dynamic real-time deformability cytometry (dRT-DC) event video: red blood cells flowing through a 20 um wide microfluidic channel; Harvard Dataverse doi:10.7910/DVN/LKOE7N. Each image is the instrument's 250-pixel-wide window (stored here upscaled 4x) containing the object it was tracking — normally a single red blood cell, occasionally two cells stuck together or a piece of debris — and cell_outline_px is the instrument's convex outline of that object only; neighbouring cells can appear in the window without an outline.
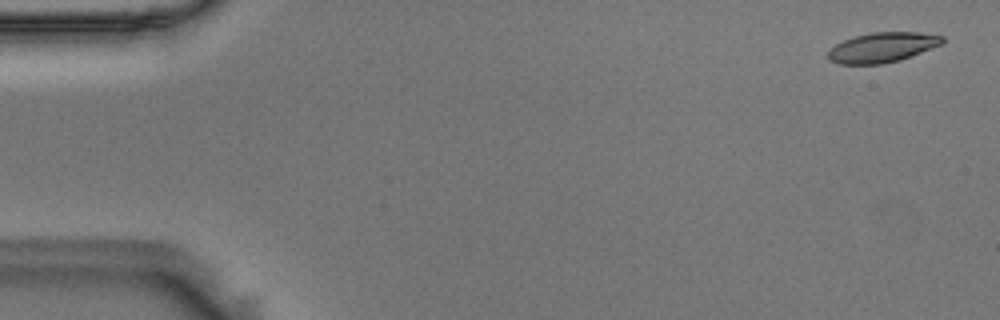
{"species": "Egyptian fruit bat (a non-hibernating species)", "species_latin": "Rousettus aegyptiacus", "temperature_condition": "room temperature", "stored_images_in_passage": 11, "camera_frame_rate_fps": 3000, "um_per_image_px": 0.085, "animal": {"sex": "male"}, "frame": {"image": 1, "passage_image": 2, "time_ms": 0.333, "image_size_px": [1000, 320], "cell_outline_px": [[944, 44], [900, 60], [880, 64], [840, 64], [828, 60], [828, 52], [836, 44], [844, 40], [856, 36], [872, 32], [920, 32], [944, 36]], "centroid_in_image_um": [75.04, 4.03], "position_along_channel_um": 10.0, "area_um2": 19.94}}